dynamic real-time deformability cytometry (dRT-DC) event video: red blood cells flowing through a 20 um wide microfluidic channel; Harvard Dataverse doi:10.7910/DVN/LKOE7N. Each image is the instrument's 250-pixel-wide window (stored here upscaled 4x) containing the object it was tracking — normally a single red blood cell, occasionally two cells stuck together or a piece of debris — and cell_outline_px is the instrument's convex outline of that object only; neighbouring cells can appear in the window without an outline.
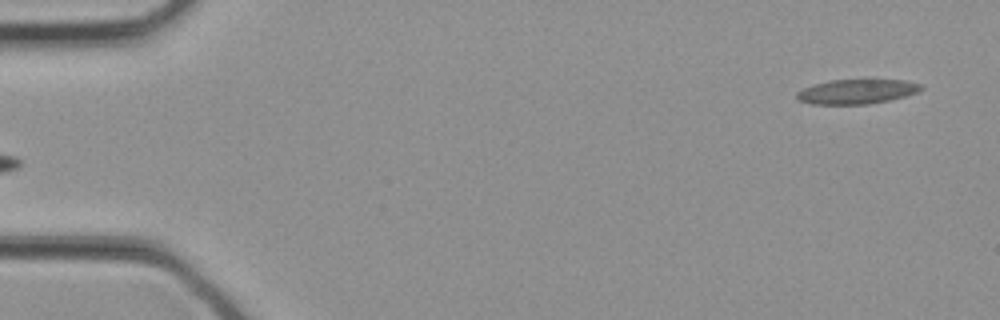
{"species": "common noctule bat (a hibernating species)", "species_latin": "Nyctalus noctula", "temperature_condition": "cold", "stored_images_in_passage": 6, "camera_frame_rate_fps": 3000, "um_per_image_px": 0.085, "animal": {"sex": "female", "body_mass_g": 21.9}, "frame": {"image": 1, "passage_image": 1, "time_ms": 0.0, "image_size_px": [1000, 320], "cell_outline_px": [[924, 88], [916, 92], [904, 96], [888, 100], [868, 104], [812, 104], [796, 100], [796, 92], [804, 88], [828, 80], [904, 80], [920, 84]], "centroid_in_image_um": [72.78, 7.79], "position_along_channel_um": 12.2, "area_um2": 17.63}}